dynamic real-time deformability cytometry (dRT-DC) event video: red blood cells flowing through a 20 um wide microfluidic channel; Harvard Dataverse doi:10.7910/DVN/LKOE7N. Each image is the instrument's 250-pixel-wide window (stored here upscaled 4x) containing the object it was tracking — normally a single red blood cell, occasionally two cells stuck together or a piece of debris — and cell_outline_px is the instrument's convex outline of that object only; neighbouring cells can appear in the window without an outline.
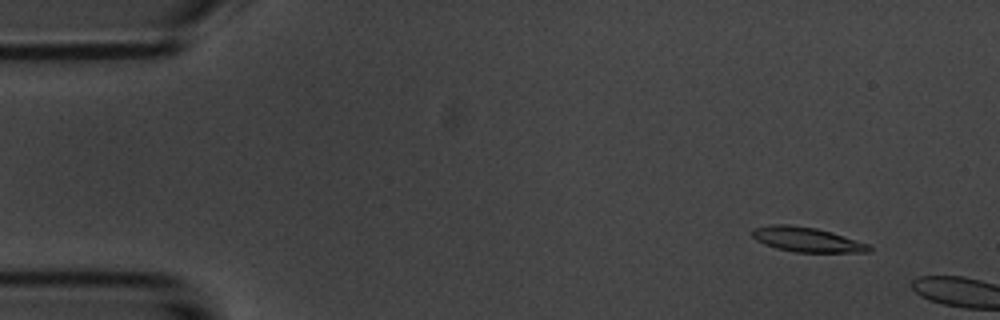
{"species": "common noctule bat (a hibernating species)", "species_latin": "Nyctalus noctula", "temperature_condition": "room temperature", "stored_images_in_passage": 2, "camera_frame_rate_fps": 3000, "um_per_image_px": 0.085, "animal": {"sex": "male", "body_mass_g": 20.1, "forearm_length_mm": 53.5}, "frame": {"image": 1, "passage_image": 1, "time_ms": 0.0, "image_size_px": [1000, 320], "cell_outline_px": [[872, 252], [796, 252], [776, 248], [764, 244], [756, 240], [752, 236], [752, 228], [772, 224], [788, 224], [816, 228], [832, 232], [868, 244], [872, 248]], "centroid_in_image_um": [68.56, 20.36], "position_along_channel_um": 16.4, "area_um2": 16.82}}